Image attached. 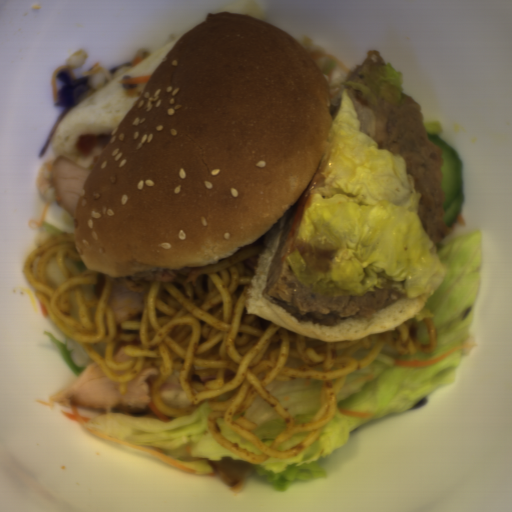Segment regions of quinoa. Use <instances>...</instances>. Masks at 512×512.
I'll return each mask as SVG.
<instances>
[{
  "mask_svg": "<svg viewBox=\"0 0 512 512\" xmlns=\"http://www.w3.org/2000/svg\"><path fill=\"white\" fill-rule=\"evenodd\" d=\"M53 162L54 161H48L45 164H43L39 175V190L44 200H46L52 205L58 202L54 190L49 181L50 167L53 164Z\"/></svg>",
  "mask_w": 512,
  "mask_h": 512,
  "instance_id": "obj_1",
  "label": "quinoa"
},
{
  "mask_svg": "<svg viewBox=\"0 0 512 512\" xmlns=\"http://www.w3.org/2000/svg\"><path fill=\"white\" fill-rule=\"evenodd\" d=\"M87 57H88V55L86 52L78 49L67 59L66 65H68L69 67H73V68L80 66L81 64H83L85 62Z\"/></svg>",
  "mask_w": 512,
  "mask_h": 512,
  "instance_id": "obj_2",
  "label": "quinoa"
}]
</instances>
